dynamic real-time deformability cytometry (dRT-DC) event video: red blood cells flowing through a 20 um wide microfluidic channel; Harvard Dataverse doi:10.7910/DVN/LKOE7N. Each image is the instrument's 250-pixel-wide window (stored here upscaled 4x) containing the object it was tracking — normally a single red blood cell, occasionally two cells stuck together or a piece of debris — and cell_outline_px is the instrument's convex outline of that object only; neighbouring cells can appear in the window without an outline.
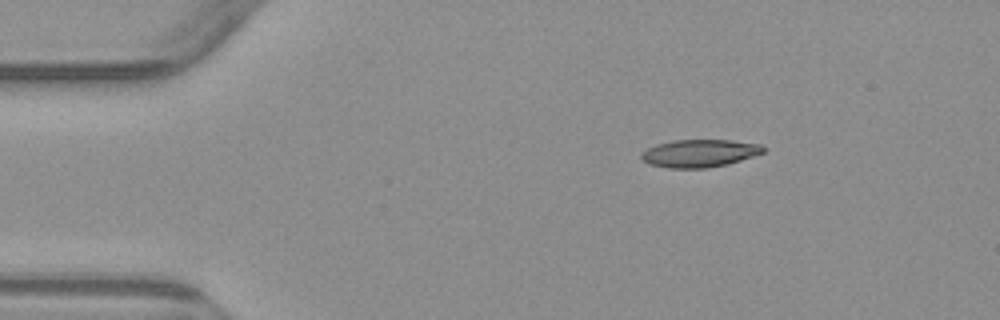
{"species": "common noctule bat (a hibernating species)", "species_latin": "Nyctalus noctula", "temperature_condition": "warm", "stored_images_in_passage": 2, "camera_frame_rate_fps": 3000, "um_per_image_px": 0.085, "animal": {"sex": "male", "body_mass_g": 23.1, "forearm_length_mm": 52.7}, "frame": {"image": 1, "passage_image": 1, "time_ms": 0.0, "image_size_px": [1000, 320], "cell_outline_px": [[768, 148], [764, 152], [728, 164], [708, 168], [668, 168], [648, 164], [640, 156], [640, 152], [656, 144], [672, 140], [732, 140], [760, 144]], "centroid_in_image_um": [59.45, 13.02], "position_along_channel_um": 25.5, "area_um2": 19.83}}